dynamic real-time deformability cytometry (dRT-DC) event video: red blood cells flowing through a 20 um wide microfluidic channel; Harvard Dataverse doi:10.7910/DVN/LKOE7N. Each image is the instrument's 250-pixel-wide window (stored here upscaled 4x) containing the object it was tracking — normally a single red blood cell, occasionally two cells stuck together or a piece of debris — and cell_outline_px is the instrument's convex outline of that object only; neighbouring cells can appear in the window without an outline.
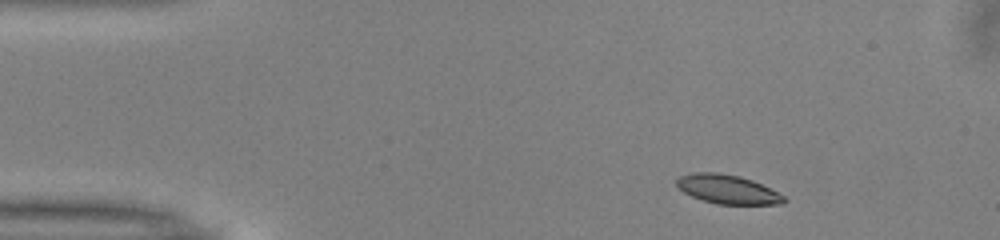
{"species": "common noctule bat (a hibernating species)", "species_latin": "Nyctalus noctula", "temperature_condition": "warm", "stored_images_in_passage": 45, "camera_frame_rate_fps": 3000, "um_per_image_px": 0.085, "animal": {"sex": "male", "body_mass_g": 13.0, "forearm_length_mm": 53.1}, "frame": {"image": 1, "passage_image": 1, "time_ms": 0.0, "image_size_px": [1000, 240], "cell_outline_px": [[788, 200], [780, 204], [716, 204], [692, 196], [684, 192], [676, 184], [676, 180], [680, 176], [692, 172], [716, 172], [740, 176], [752, 180], [784, 196]], "centroid_in_image_um": [61.82, 16.08], "position_along_channel_um": 23.2, "area_um2": 17.92}}
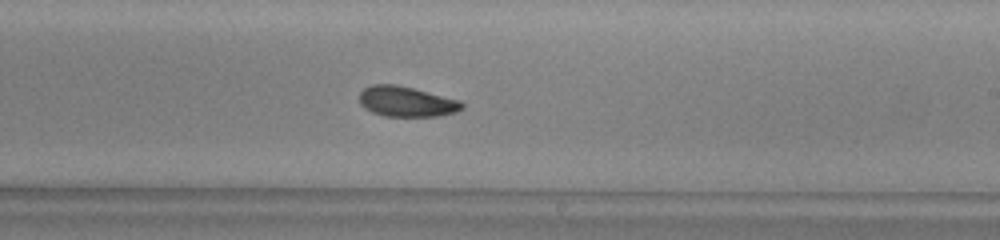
{"frame": {"image": 2, "passage_image": 24, "time_ms": 7.667, "image_size_px": [1000, 240], "cell_outline_px": [[464, 108], [456, 112], [440, 116], [384, 116], [372, 112], [364, 108], [360, 104], [360, 92], [364, 88], [372, 84], [396, 84], [460, 100], [464, 104]], "centroid_in_image_um": [34.55, 8.64], "position_along_channel_um": 254.4, "area_um2": 18.15}}
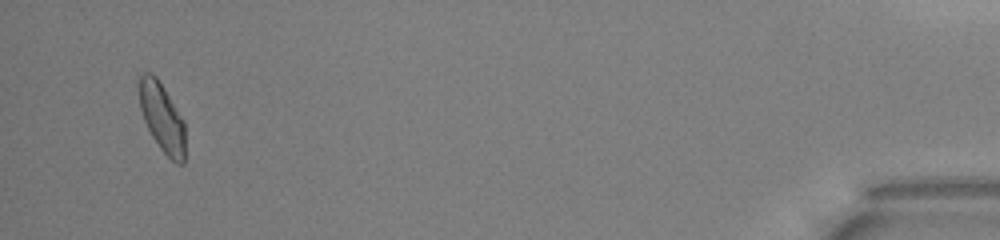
{"frame": {"image": 3, "passage_image": 43, "time_ms": 14.0, "image_size_px": [1000, 240], "cell_outline_px": [[184, 164], [176, 164], [160, 148], [152, 136], [144, 120], [140, 108], [136, 84], [136, 76], [140, 72], [152, 72], [156, 76], [164, 88], [184, 120]], "centroid_in_image_um": [13.71, 9.89], "position_along_channel_um": 421.5, "area_um2": 18.9}, "authors_computed_cell_mechanics": {"area_um2": 18.5538, "velocity_mm_per_s": 3.9903, "shape_relaxation_time_tau1_ms": 3.2332, "shape_relaxation_time_tau2_ms": 3.9092, "deformation_change_tau1": 0.1179, "deformation_change_tau2": 0.0939}}